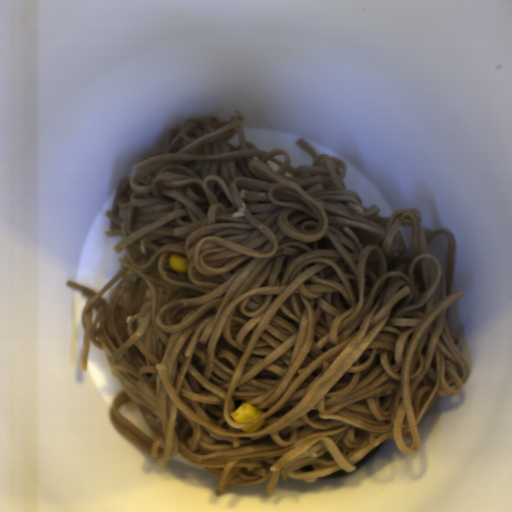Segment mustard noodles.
<instances>
[{"instance_id": "0af2e427", "label": "mustard noodles", "mask_w": 512, "mask_h": 512, "mask_svg": "<svg viewBox=\"0 0 512 512\" xmlns=\"http://www.w3.org/2000/svg\"><path fill=\"white\" fill-rule=\"evenodd\" d=\"M245 121L169 129L104 212L119 270L98 291L65 284L88 299L80 371L92 342L122 387L111 425L157 466L203 468L218 498L353 474L388 439L412 457L425 413L472 372L447 319L465 295L453 232L424 229L420 209L378 215L347 190L345 160L301 137L313 163L294 168ZM245 402L265 413L235 422Z\"/></svg>"}]
</instances>
